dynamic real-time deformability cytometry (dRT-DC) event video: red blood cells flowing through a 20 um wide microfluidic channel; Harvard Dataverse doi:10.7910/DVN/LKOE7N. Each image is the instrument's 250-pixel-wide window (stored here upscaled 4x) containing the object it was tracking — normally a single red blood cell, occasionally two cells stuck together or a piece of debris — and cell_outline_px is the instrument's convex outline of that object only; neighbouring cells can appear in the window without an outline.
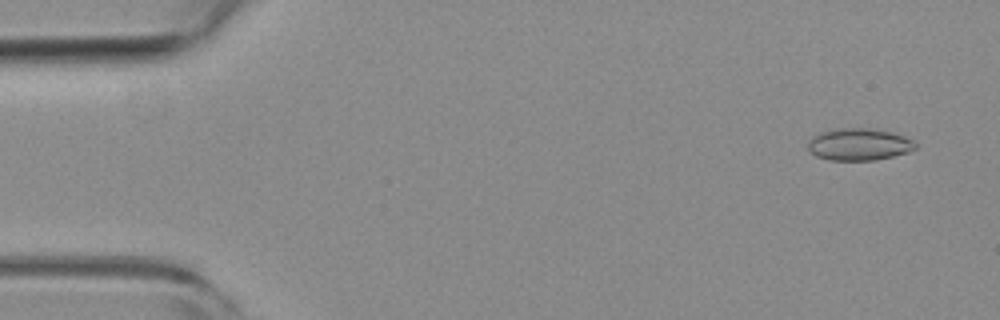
{"species": "common noctule bat (a hibernating species)", "species_latin": "Nyctalus noctula", "temperature_condition": "room temperature", "stored_images_in_passage": 54, "camera_frame_rate_fps": 3000, "um_per_image_px": 0.085, "animal": {"sex": "female", "body_mass_g": 19.3, "forearm_length_mm": 54.1}, "frame": {"image": 1, "passage_image": 3, "time_ms": 0.667, "image_size_px": [1000, 320], "cell_outline_px": [[916, 148], [908, 152], [876, 160], [828, 160], [816, 156], [808, 152], [808, 140], [812, 136], [820, 132], [840, 128], [868, 128], [892, 132], [904, 136], [912, 140], [916, 144]], "centroid_in_image_um": [72.97, 12.27], "position_along_channel_um": 12.0, "area_um2": 20.17}}
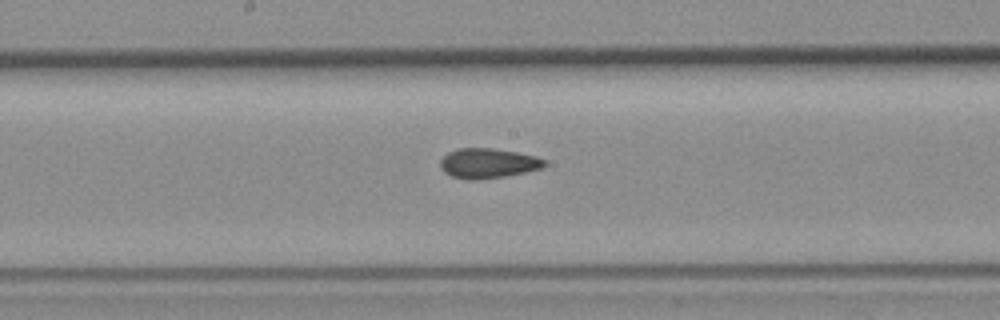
{"frame": {"image": 2, "passage_image": 28, "time_ms": 9.0, "image_size_px": [1000, 320], "cell_outline_px": [[548, 164], [544, 168], [504, 176], [480, 180], [468, 180], [452, 176], [444, 172], [440, 168], [440, 160], [448, 152], [456, 148], [492, 148], [516, 152], [536, 156], [548, 160]], "centroid_in_image_um": [41.5, 13.88], "position_along_channel_um": 206.7, "area_um2": 18.38}}
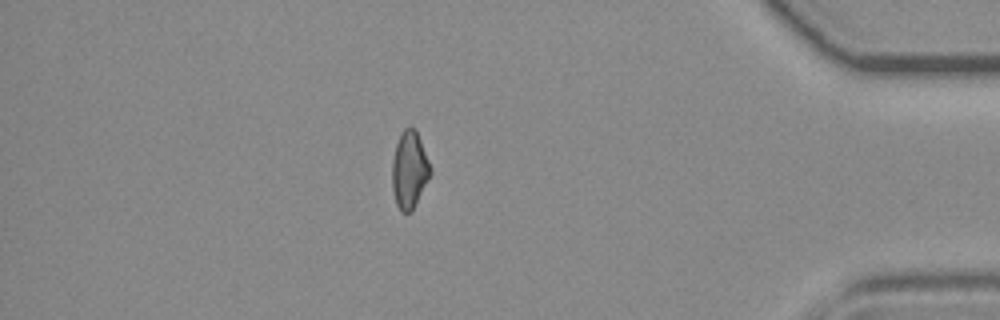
{"frame": {"image": 3, "passage_image": 47, "time_ms": 15.333, "image_size_px": [1000, 320], "cell_outline_px": [[432, 172], [412, 212], [400, 212], [396, 204], [392, 188], [392, 160], [396, 144], [400, 132], [408, 124], [416, 128], [432, 168]], "centroid_in_image_um": [34.8, 14.4], "position_along_channel_um": 400.4, "area_um2": 17.63}, "authors_computed_cell_mechanics": {"area_um2": 18.0336, "velocity_mm_per_s": 3.7427, "shape_relaxation_time_tau1_ms": null, "shape_relaxation_time_tau2_ms": 3.5022, "deformation_change_tau1": null, "deformation_change_tau2": 0.094}}